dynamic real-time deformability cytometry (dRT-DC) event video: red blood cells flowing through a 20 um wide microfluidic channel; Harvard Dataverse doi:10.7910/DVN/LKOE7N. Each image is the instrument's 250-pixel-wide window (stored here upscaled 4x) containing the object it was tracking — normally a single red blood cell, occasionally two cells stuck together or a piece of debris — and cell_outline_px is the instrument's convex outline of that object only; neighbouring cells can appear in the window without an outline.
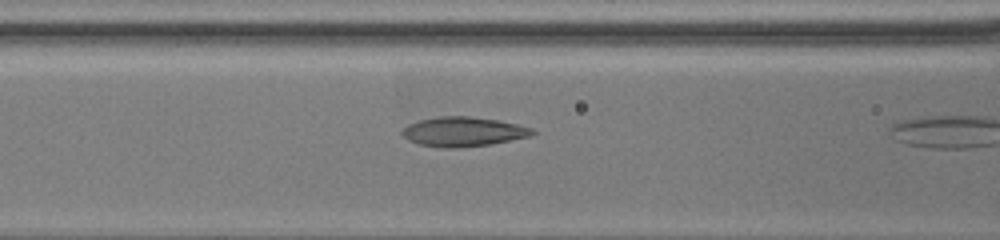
{"species": "common noctule bat (a hibernating species)", "species_latin": "Nyctalus noctula", "temperature_condition": "warm", "stored_images_in_passage": 5, "camera_frame_rate_fps": 3000, "um_per_image_px": 0.085, "animal": {"sex": "female", "body_mass_g": 19.5, "forearm_length_mm": 54.1}, "frame": {"image": 1, "passage_image": 4, "time_ms": 2.0, "image_size_px": [1000, 240], "cell_outline_px": [[536, 132], [532, 136], [488, 144], [456, 148], [444, 148], [420, 144], [408, 140], [400, 132], [408, 124], [420, 120], [440, 116], [472, 116], [496, 120], [516, 124], [532, 128]], "centroid_in_image_um": [39.37, 11.19], "position_along_channel_um": 127.2, "area_um2": 22.2}}